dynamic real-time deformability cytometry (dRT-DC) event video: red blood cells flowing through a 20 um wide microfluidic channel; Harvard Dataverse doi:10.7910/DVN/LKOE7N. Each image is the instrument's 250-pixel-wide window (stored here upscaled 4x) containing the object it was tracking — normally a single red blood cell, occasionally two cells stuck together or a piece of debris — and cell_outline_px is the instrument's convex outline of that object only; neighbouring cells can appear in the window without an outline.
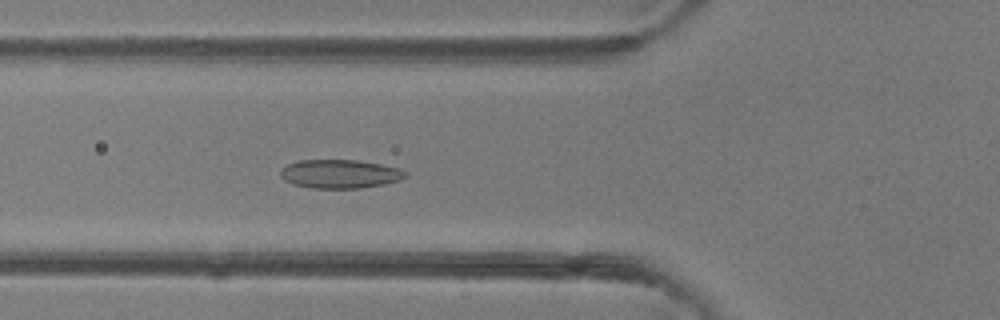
{"species": "common noctule bat (a hibernating species)", "species_latin": "Nyctalus noctula", "temperature_condition": "room temperature", "stored_images_in_passage": 48, "camera_frame_rate_fps": 3000, "um_per_image_px": 0.085, "animal": {"sex": "female"}, "frame": {"image": 1, "passage_image": 18, "time_ms": 5.667, "image_size_px": [1000, 320], "cell_outline_px": [[408, 176], [400, 180], [384, 184], [360, 188], [312, 188], [292, 184], [284, 180], [280, 176], [280, 168], [288, 164], [300, 160], [356, 160], [380, 164], [400, 168], [408, 172]], "centroid_in_image_um": [28.9, 14.78], "position_along_channel_um": 96.9, "area_um2": 21.04}}
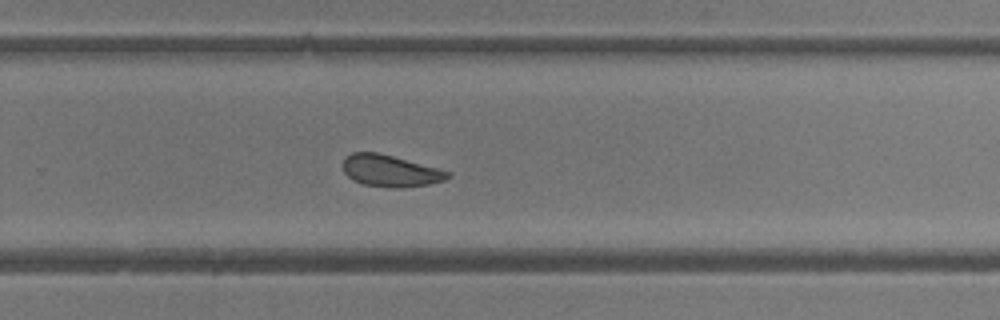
{"frame": {"image": 2, "passage_image": 32, "time_ms": 10.333, "image_size_px": [1000, 320], "cell_outline_px": [[452, 176], [444, 180], [428, 184], [404, 188], [388, 188], [364, 184], [352, 180], [344, 172], [344, 156], [352, 152], [376, 152], [392, 156], [452, 172]], "centroid_in_image_um": [33.17, 14.53], "position_along_channel_um": 296.6, "area_um2": 19.36}}
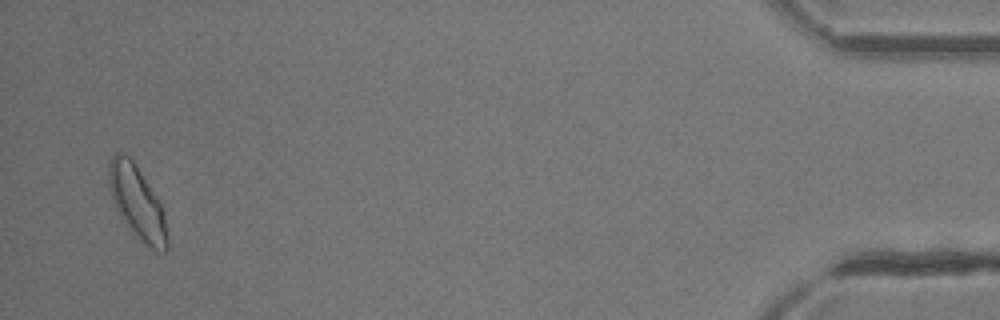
{"frame": {"image": 3, "passage_image": 47, "time_ms": 15.333, "image_size_px": [1000, 320], "cell_outline_px": [[168, 248], [164, 252], [156, 252], [148, 248], [132, 236], [120, 216], [116, 208], [108, 184], [108, 164], [112, 156], [116, 152], [120, 152], [128, 156], [132, 160], [140, 172], [160, 204], [164, 212], [168, 236]], "centroid_in_image_um": [11.66, 17.3], "position_along_channel_um": 423.5, "area_um2": 25.09}, "authors_computed_cell_mechanics": {"area_um2": 21.2704, "velocity_mm_per_s": 4.2729, "shape_relaxation_time_tau1_ms": 2.8595, "shape_relaxation_time_tau2_ms": 2.6242, "deformation_change_tau1": 0.0926, "deformation_change_tau2": 0.0706}}